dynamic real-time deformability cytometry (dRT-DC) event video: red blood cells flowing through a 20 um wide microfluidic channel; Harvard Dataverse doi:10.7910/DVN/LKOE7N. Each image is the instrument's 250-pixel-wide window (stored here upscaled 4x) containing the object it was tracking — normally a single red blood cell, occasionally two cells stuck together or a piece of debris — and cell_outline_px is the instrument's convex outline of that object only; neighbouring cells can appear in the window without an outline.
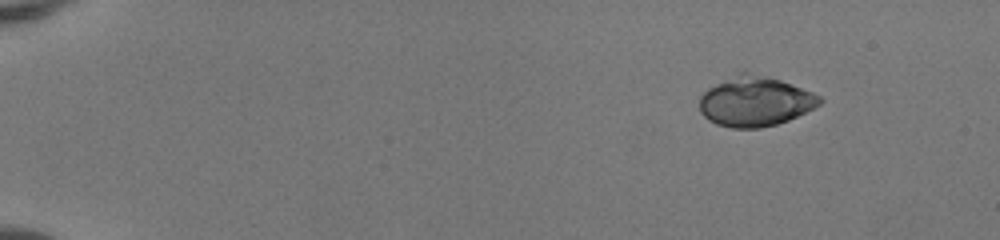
{"species": "human", "species_latin": "Homo sapiens", "temperature_condition": "room temperature", "stored_images_in_passage": 46, "camera_frame_rate_fps": 3000, "um_per_image_px": 0.085, "donor": {"sex": "female"}, "frame": {"image": 1, "passage_image": 1, "time_ms": 0.0, "image_size_px": [1000, 240], "cell_outline_px": [[824, 100], [820, 104], [788, 120], [776, 124], [760, 128], [732, 128], [716, 124], [708, 120], [700, 112], [700, 96], [708, 88], [740, 72], [744, 72], [768, 76], [780, 80], [812, 92], [820, 96]], "centroid_in_image_um": [64.17, 8.63], "position_along_channel_um": 20.8, "area_um2": 34.56}}
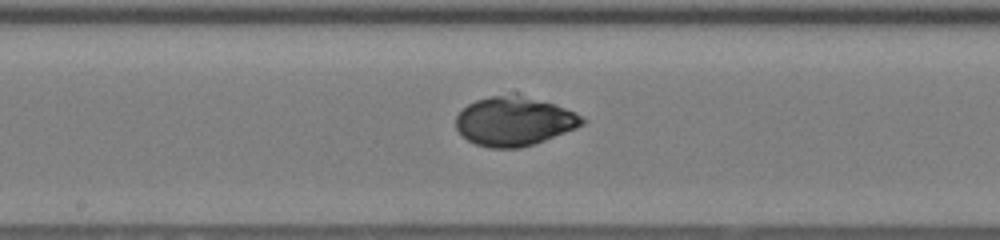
{"frame": {"image": 2, "passage_image": 24, "time_ms": 7.667, "image_size_px": [1000, 240], "cell_outline_px": [[584, 124], [576, 128], [544, 140], [520, 148], [488, 148], [476, 144], [468, 140], [456, 128], [456, 116], [468, 104], [476, 100], [492, 96], [516, 92], [564, 108], [580, 116], [584, 120]], "centroid_in_image_um": [43.67, 10.3], "position_along_channel_um": 204.5, "area_um2": 35.84}}
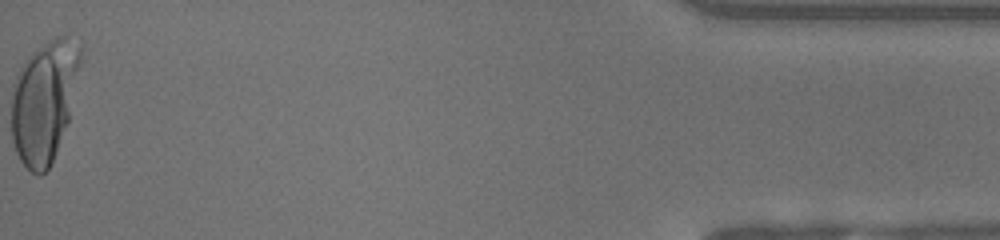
{"frame": {"image": 3, "passage_image": 46, "time_ms": 15.0, "image_size_px": [1000, 240], "cell_outline_px": [[80, 64], [68, 120], [52, 160], [48, 168], [40, 176], [36, 176], [20, 160], [16, 152], [12, 140], [12, 84], [20, 68], [32, 52], [56, 36], [64, 36], [80, 48]], "centroid_in_image_um": [3.72, 8.64], "position_along_channel_um": 431.5, "area_um2": 47.92}, "authors_computed_cell_mechanics": {"area_um2": 36.3851, "velocity_mm_per_s": 4.1711, "shape_relaxation_time_tau1_ms": 3.3547, "shape_relaxation_time_tau2_ms": null, "deformation_change_tau1": 0.1578, "deformation_change_tau2": null}}